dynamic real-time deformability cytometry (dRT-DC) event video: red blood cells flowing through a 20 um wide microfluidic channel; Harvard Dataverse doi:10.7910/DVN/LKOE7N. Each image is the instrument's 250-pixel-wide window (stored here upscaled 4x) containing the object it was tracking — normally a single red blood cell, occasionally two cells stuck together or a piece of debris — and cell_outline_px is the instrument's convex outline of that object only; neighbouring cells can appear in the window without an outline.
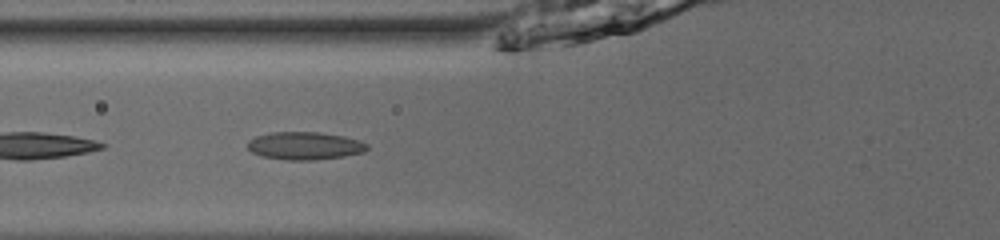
{"species": "common noctule bat (a hibernating species)", "species_latin": "Nyctalus noctula", "temperature_condition": "room temperature", "stored_images_in_passage": 16, "camera_frame_rate_fps": 3000, "um_per_image_px": 0.085, "animal": {"sex": "male", "body_mass_g": 13.0, "forearm_length_mm": 53.1}, "frame": {"image": 1, "passage_image": 5, "time_ms": 1.333, "image_size_px": [1000, 240], "cell_outline_px": [[368, 148], [364, 152], [344, 156], [312, 160], [284, 160], [260, 156], [252, 152], [248, 148], [248, 140], [256, 136], [272, 132], [320, 132], [344, 136], [360, 140], [368, 144]], "centroid_in_image_um": [25.9, 12.39], "position_along_channel_um": 99.9, "area_um2": 19.48}}
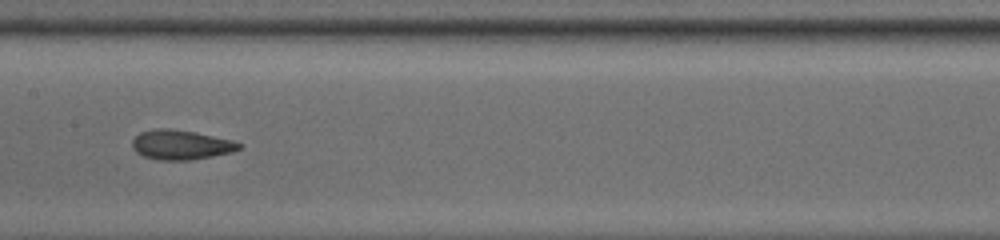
{"frame": {"image": 2, "passage_image": 12, "time_ms": 3.667, "image_size_px": [1000, 240], "cell_outline_px": [[244, 144], [240, 148], [232, 152], [192, 160], [160, 160], [144, 156], [136, 152], [132, 148], [132, 140], [140, 132], [156, 128], [168, 128], [196, 132], [232, 140]], "centroid_in_image_um": [15.38, 12.3], "position_along_channel_um": 192.0, "area_um2": 18.5}}